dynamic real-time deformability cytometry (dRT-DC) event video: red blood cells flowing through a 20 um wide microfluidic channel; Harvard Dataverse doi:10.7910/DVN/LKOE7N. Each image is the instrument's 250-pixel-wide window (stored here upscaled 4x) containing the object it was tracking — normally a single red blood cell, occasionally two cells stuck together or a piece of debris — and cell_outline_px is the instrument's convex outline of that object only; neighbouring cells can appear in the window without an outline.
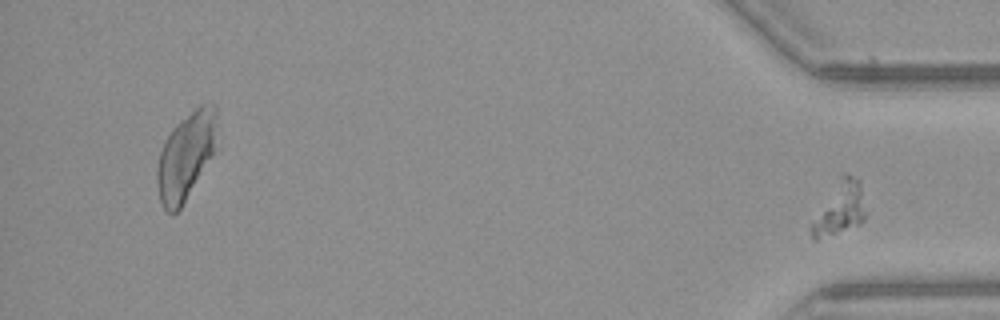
{"species": "common noctule bat (a hibernating species)", "species_latin": "Nyctalus noctula", "temperature_condition": "warm", "stored_images_in_passage": 36, "segment_of_instrument_passage": [2, 2], "camera_frame_rate_fps": 3000, "um_per_image_px": 0.085, "animal": {"sex": "female", "body_mass_g": 21.9}, "frame": {"image": 1, "passage_image": 36, "time_ms": 11.667, "image_size_px": [1000, 320], "cell_outline_px": [[864, 220], [860, 224], [816, 240], [812, 236], [808, 228], [840, 172], [848, 172], [860, 180], [864, 212]], "centroid_in_image_um": [71.35, 17.66], "position_along_channel_um": 363.8, "area_um2": 16.65}}